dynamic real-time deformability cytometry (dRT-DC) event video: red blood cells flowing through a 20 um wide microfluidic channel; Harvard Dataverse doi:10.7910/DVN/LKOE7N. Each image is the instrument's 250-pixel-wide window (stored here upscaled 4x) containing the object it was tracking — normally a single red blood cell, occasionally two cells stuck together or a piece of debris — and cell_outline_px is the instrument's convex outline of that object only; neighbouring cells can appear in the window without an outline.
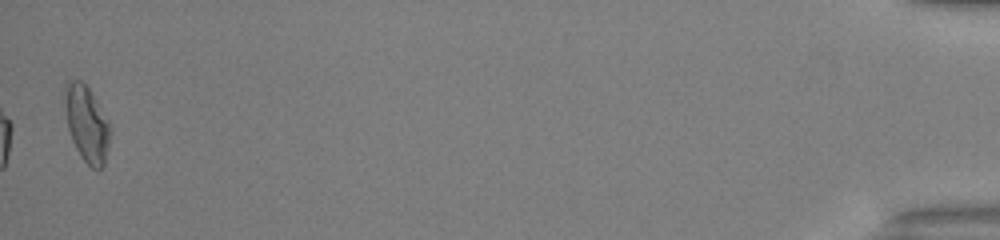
{"species": "common noctule bat (a hibernating species)", "species_latin": "Nyctalus noctula", "temperature_condition": "warm", "stored_images_in_passage": 36, "camera_frame_rate_fps": 3000, "um_per_image_px": 0.085, "animal": {"sex": "male", "body_mass_g": 13.0, "forearm_length_mm": 53.1}, "frame": {"image": 1, "passage_image": 36, "time_ms": 11.667, "image_size_px": [1000, 240], "cell_outline_px": [[112, 128], [104, 164], [100, 168], [92, 168], [80, 156], [72, 140], [68, 128], [64, 104], [64, 84], [68, 80], [80, 80], [88, 88], [96, 100]], "centroid_in_image_um": [7.36, 10.5], "position_along_channel_um": 427.8, "area_um2": 20.0}, "authors_computed_cell_mechanics": {"area_um2": 18.3515, "velocity_mm_per_s": 4.112, "shape_relaxation_time_tau1_ms": 5.4414, "shape_relaxation_time_tau2_ms": 1.4664, "deformation_change_tau1": 0.1739, "deformation_change_tau2": 0.081}}